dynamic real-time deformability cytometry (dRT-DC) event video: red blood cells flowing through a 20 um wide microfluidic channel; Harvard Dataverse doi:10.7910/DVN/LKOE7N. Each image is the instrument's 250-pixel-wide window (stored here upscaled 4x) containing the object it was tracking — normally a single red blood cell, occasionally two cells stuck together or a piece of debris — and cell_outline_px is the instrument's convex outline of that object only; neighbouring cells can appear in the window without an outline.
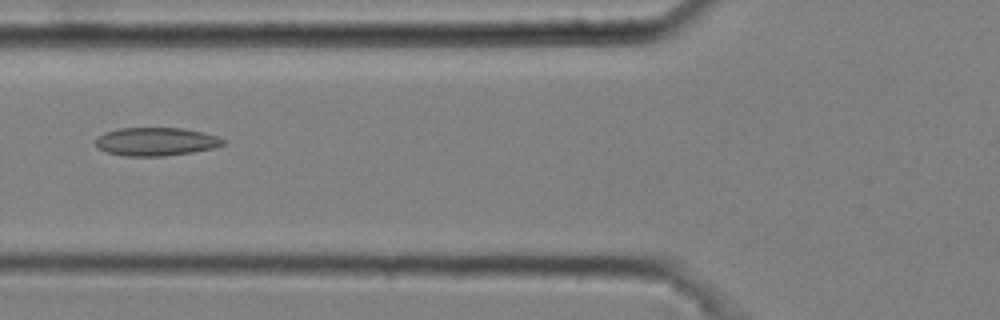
{"species": "common noctule bat (a hibernating species)", "species_latin": "Nyctalus noctula", "temperature_condition": "cold", "stored_images_in_passage": 6, "camera_frame_rate_fps": 3000, "um_per_image_px": 0.085, "animal": {"sex": "male", "body_mass_g": 20.4}, "frame": {"image": 1, "passage_image": 6, "time_ms": 1.667, "image_size_px": [1000, 320], "cell_outline_px": [[228, 140], [224, 144], [216, 148], [192, 152], [164, 156], [124, 156], [108, 152], [96, 148], [96, 136], [104, 132], [116, 128], [180, 128], [204, 132]], "centroid_in_image_um": [13.26, 12.03], "position_along_channel_um": 112.5, "area_um2": 21.27}}